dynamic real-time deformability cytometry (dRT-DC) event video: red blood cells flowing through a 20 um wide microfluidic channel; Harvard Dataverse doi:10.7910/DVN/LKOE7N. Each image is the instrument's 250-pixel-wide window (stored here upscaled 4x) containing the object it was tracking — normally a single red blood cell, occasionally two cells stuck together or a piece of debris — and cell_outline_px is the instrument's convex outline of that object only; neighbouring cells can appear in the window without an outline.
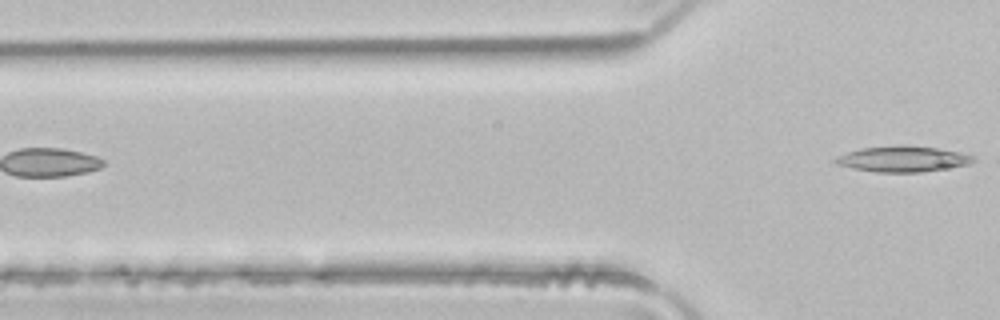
{"species": "common noctule bat (a hibernating species)", "species_latin": "Nyctalus noctula", "temperature_condition": "room temperature", "stored_images_in_passage": 3, "camera_frame_rate_fps": 3000, "um_per_image_px": 0.085, "animal": {"sex": "male", "body_mass_g": 21.5, "forearm_length_mm": 52.0}, "frame": {"image": 1, "passage_image": 3, "time_ms": 0.667, "image_size_px": [1000, 320], "cell_outline_px": [[976, 160], [968, 164], [924, 172], [876, 172], [836, 164], [836, 156], [860, 148], [900, 144], [904, 144], [936, 148], [960, 152], [972, 156]], "centroid_in_image_um": [76.74, 13.5], "position_along_channel_um": 49.1, "area_um2": 20.58}}